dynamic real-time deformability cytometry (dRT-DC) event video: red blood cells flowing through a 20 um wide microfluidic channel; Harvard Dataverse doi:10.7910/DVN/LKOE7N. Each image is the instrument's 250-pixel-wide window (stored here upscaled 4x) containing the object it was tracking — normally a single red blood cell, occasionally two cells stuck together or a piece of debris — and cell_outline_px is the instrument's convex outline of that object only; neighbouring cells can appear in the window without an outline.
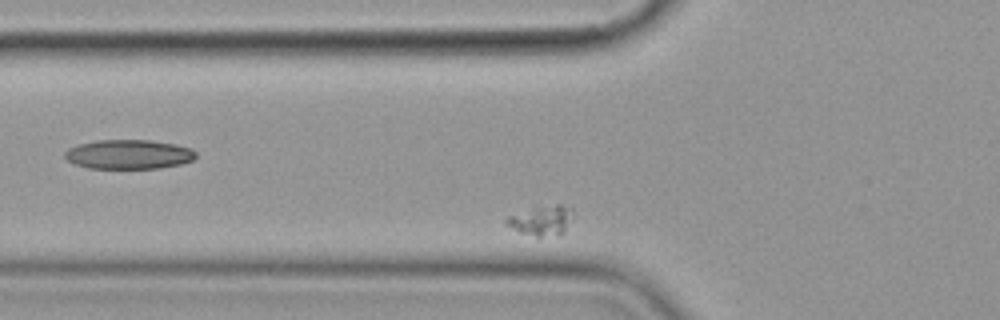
{"species": "common noctule bat (a hibernating species)", "species_latin": "Nyctalus noctula", "temperature_condition": "cold", "stored_images_in_passage": 7, "segment_of_instrument_passage": [2, 2], "camera_frame_rate_fps": 3000, "um_per_image_px": 0.085, "animal": {"sex": "female", "body_mass_g": 19.9}, "frame": {"image": 1, "passage_image": 3, "time_ms": 2.333, "image_size_px": [1000, 320], "cell_outline_px": [[576, 212], [564, 232], [560, 236], [536, 236], [520, 232], [504, 224], [504, 220], [508, 216], [556, 204], [560, 204], [572, 208]], "centroid_in_image_um": [46.1, 18.77], "position_along_channel_um": 79.7, "area_um2": 11.39}}
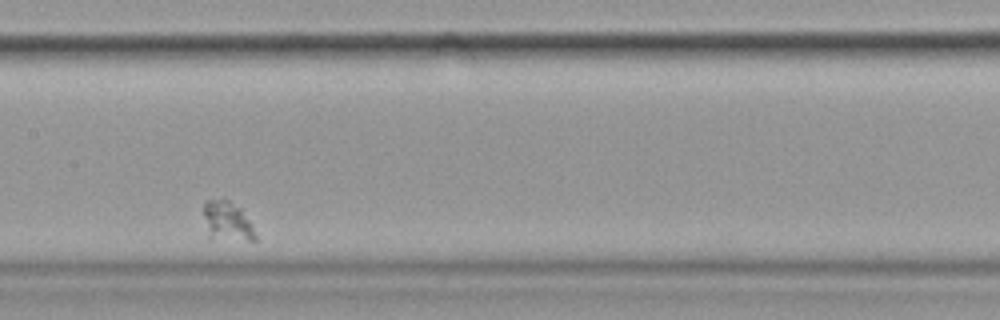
{"frame": {"image": 2, "passage_image": 6, "time_ms": 6.0, "image_size_px": [1000, 320], "cell_outline_px": [[256, 240], [208, 240], [204, 216], [204, 204], [208, 200], [224, 196], [240, 208], [252, 224], [256, 236]], "centroid_in_image_um": [19.28, 18.81], "position_along_channel_um": 188.1, "area_um2": 12.37}}
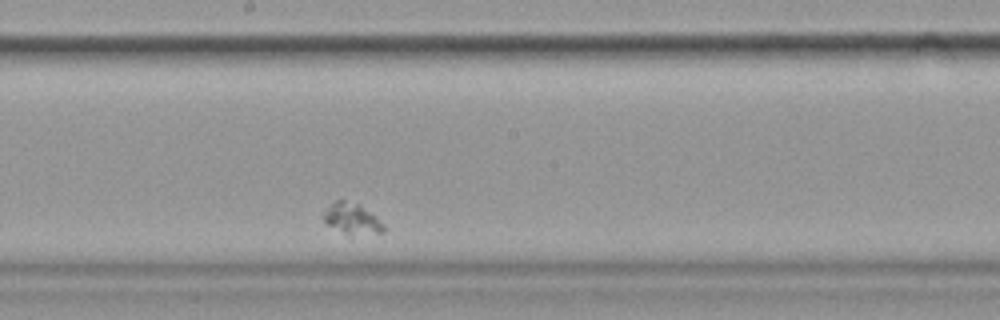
{"frame": {"image": 3, "passage_image": 7, "time_ms": 7.0, "image_size_px": [1000, 320], "cell_outline_px": [[384, 232], [344, 232], [328, 224], [324, 220], [324, 212], [336, 200], [344, 200], [360, 204], [376, 216], [384, 224]], "centroid_in_image_um": [29.94, 18.52], "position_along_channel_um": 218.3, "area_um2": 10.06}}